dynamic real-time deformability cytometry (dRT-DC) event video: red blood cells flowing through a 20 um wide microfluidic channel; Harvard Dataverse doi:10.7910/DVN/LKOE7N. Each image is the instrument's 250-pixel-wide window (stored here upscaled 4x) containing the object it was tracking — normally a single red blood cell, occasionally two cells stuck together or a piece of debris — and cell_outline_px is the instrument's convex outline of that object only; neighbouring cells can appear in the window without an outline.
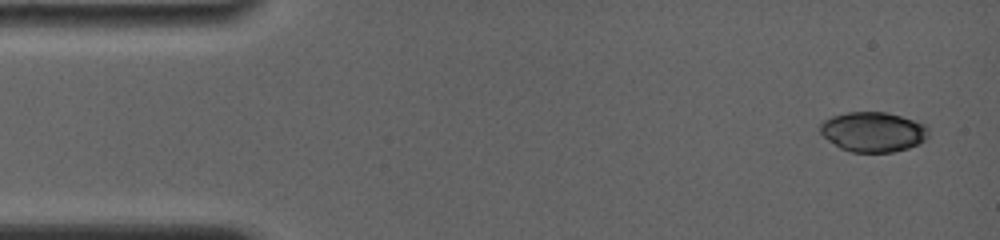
{"species": "common noctule bat (a hibernating species)", "species_latin": "Nyctalus noctula", "temperature_condition": "room temperature", "stored_images_in_passage": 8, "camera_frame_rate_fps": 4000, "um_per_image_px": 0.085, "animal": {"sex": "female", "body_mass_g": 19.0, "forearm_length_mm": 56.7}, "frame": {"image": 1, "passage_image": 1, "time_ms": 0.0, "image_size_px": [1000, 240], "cell_outline_px": [[928, 136], [920, 144], [908, 148], [892, 152], [852, 152], [840, 148], [828, 140], [820, 132], [820, 124], [824, 120], [832, 116], [848, 112], [888, 112], [928, 124]], "centroid_in_image_um": [74.24, 11.2], "position_along_channel_um": 10.8, "area_um2": 25.37}}
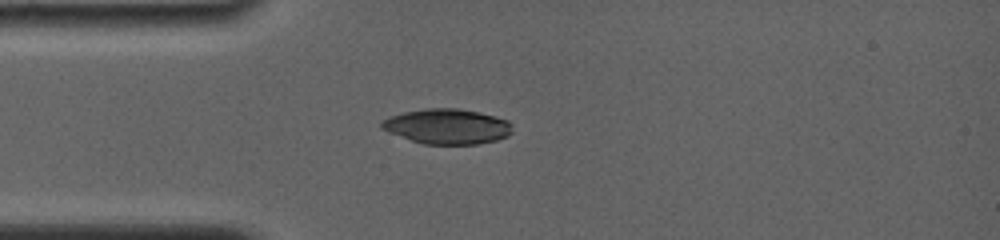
{"frame": {"image": 2, "passage_image": 6, "time_ms": 3.5, "image_size_px": [1000, 240], "cell_outline_px": [[512, 132], [508, 136], [496, 140], [476, 144], [424, 144], [412, 140], [380, 128], [380, 124], [384, 120], [392, 116], [404, 112], [424, 108], [460, 108], [496, 116], [508, 120], [512, 124]], "centroid_in_image_um": [38.06, 10.74], "position_along_channel_um": 46.9, "area_um2": 26.65}}
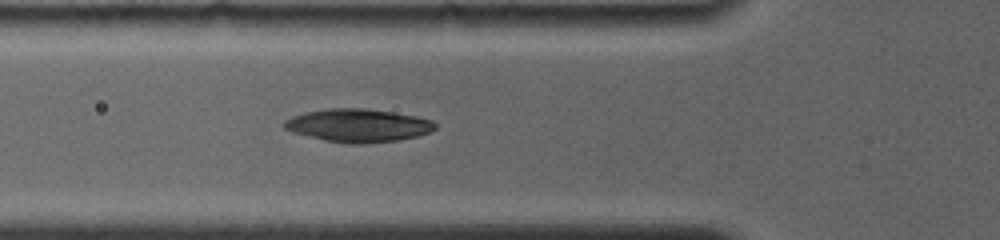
{"frame": {"image": 3, "passage_image": 8, "time_ms": 5.0, "image_size_px": [1000, 240], "cell_outline_px": [[436, 128], [428, 132], [416, 136], [396, 140], [360, 144], [348, 144], [324, 140], [292, 132], [284, 128], [280, 124], [284, 120], [292, 116], [304, 112], [324, 108], [364, 108], [392, 112], [416, 116], [432, 120], [436, 124]], "centroid_in_image_um": [30.37, 10.65], "position_along_channel_um": 95.4, "area_um2": 29.19}}